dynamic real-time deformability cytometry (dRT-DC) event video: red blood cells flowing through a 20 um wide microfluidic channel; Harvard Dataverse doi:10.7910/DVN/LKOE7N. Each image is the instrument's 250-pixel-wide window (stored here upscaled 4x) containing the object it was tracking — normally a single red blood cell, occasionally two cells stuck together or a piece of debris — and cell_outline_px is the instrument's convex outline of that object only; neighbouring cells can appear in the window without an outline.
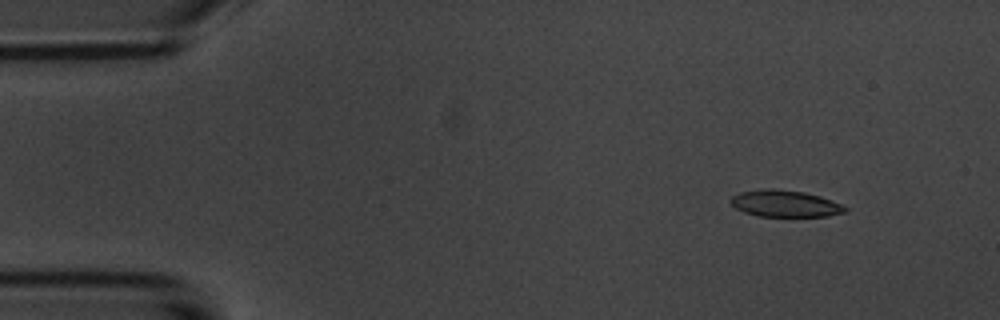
{"species": "common noctule bat (a hibernating species)", "species_latin": "Nyctalus noctula", "temperature_condition": "room temperature", "stored_images_in_passage": 3, "camera_frame_rate_fps": 3000, "um_per_image_px": 0.085, "animal": {"sex": "male", "body_mass_g": 20.1, "forearm_length_mm": 53.5}, "frame": {"image": 1, "passage_image": 1, "time_ms": 0.0, "image_size_px": [1000, 320], "cell_outline_px": [[848, 208], [844, 212], [828, 216], [760, 216], [744, 212], [736, 208], [728, 200], [732, 196], [740, 192], [768, 188], [772, 188], [804, 192], [820, 196], [832, 200]], "centroid_in_image_um": [66.71, 17.3], "position_along_channel_um": 18.3, "area_um2": 17.69}}
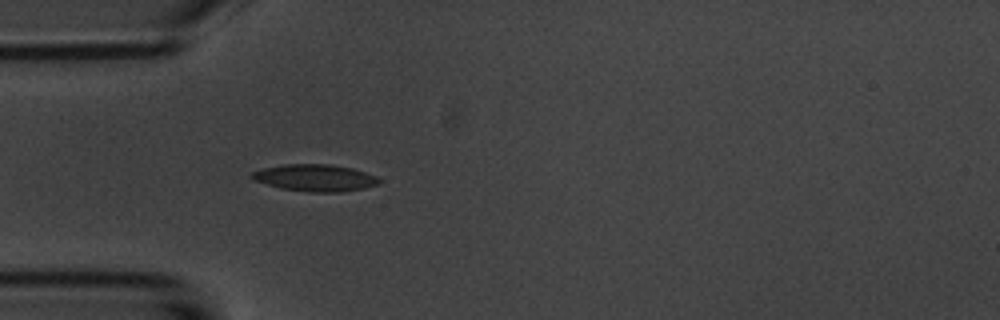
{"frame": {"image": 2, "passage_image": 3, "time_ms": 3.333, "image_size_px": [1000, 320], "cell_outline_px": [[380, 184], [364, 188], [340, 192], [308, 192], [280, 188], [252, 180], [248, 176], [252, 172], [264, 168], [284, 164], [332, 164], [352, 168], [376, 176], [380, 180]], "centroid_in_image_um": [26.76, 15.11], "position_along_channel_um": 58.2, "area_um2": 20.06}}